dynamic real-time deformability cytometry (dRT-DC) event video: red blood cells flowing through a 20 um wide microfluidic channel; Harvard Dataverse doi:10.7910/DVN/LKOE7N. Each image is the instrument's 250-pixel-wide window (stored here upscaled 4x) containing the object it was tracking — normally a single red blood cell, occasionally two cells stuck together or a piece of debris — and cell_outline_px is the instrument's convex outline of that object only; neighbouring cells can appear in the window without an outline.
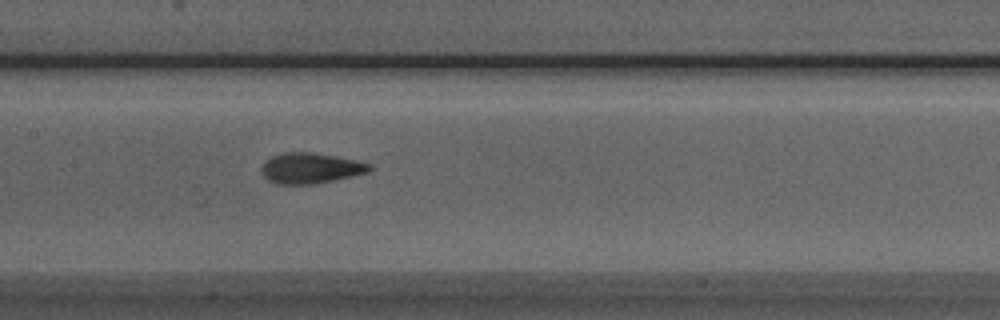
{"species": "Egyptian fruit bat (a non-hibernating species)", "species_latin": "Rousettus aegyptiacus", "temperature_condition": "room temperature", "stored_images_in_passage": 12, "camera_frame_rate_fps": 3000, "um_per_image_px": 0.085, "animal": {"sex": "male"}, "frame": {"image": 1, "passage_image": 11, "time_ms": 3.333, "image_size_px": [1000, 320], "cell_outline_px": [[372, 168], [368, 172], [352, 176], [312, 184], [276, 184], [268, 180], [260, 172], [260, 168], [264, 160], [272, 156], [284, 152], [312, 152], [336, 156], [356, 160], [372, 164]], "centroid_in_image_um": [26.36, 14.28], "position_along_channel_um": 181.0, "area_um2": 19.36}}